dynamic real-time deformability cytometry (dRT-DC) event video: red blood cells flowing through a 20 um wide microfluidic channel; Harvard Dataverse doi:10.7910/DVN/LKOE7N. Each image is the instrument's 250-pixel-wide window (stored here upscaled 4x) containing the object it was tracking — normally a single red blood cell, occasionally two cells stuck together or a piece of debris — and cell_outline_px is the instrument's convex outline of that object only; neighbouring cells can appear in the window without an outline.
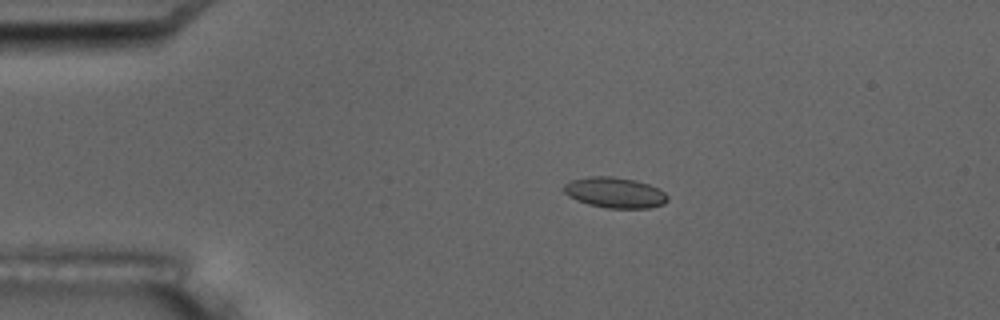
{"species": "common noctule bat (a hibernating species)", "species_latin": "Nyctalus noctula", "temperature_condition": "room temperature", "stored_images_in_passage": 10, "camera_frame_rate_fps": 3000, "um_per_image_px": 0.085, "animal": {"sex": "male", "body_mass_g": 17.5, "forearm_length_mm": 52.3}, "frame": {"image": 1, "passage_image": 4, "time_ms": 3.333, "image_size_px": [1000, 320], "cell_outline_px": [[668, 200], [664, 204], [648, 208], [608, 208], [588, 204], [576, 200], [568, 196], [564, 192], [564, 184], [572, 180], [588, 176], [612, 176], [636, 180], [648, 184], [664, 192], [668, 196]], "centroid_in_image_um": [52.25, 16.37], "position_along_channel_um": 32.7, "area_um2": 18.5}}
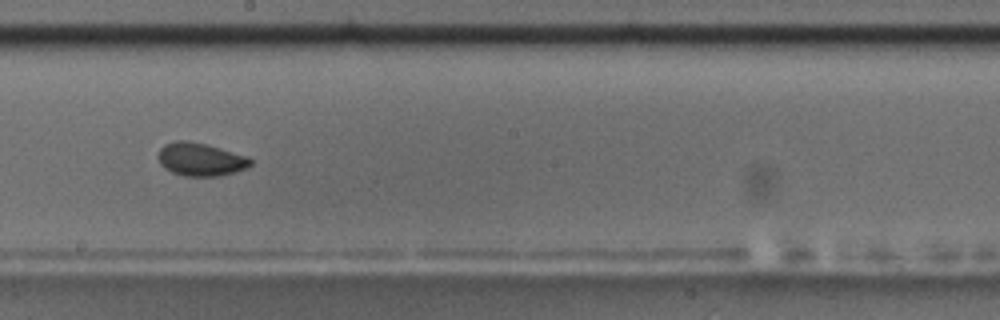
{"frame": {"image": 2, "passage_image": 10, "time_ms": 10.333, "image_size_px": [1000, 320], "cell_outline_px": [[252, 164], [236, 172], [220, 176], [184, 176], [172, 172], [164, 168], [160, 164], [156, 156], [160, 148], [164, 144], [176, 140], [188, 140], [208, 144], [248, 156], [252, 160]], "centroid_in_image_um": [17.02, 13.53], "position_along_channel_um": 231.2, "area_um2": 18.15}}